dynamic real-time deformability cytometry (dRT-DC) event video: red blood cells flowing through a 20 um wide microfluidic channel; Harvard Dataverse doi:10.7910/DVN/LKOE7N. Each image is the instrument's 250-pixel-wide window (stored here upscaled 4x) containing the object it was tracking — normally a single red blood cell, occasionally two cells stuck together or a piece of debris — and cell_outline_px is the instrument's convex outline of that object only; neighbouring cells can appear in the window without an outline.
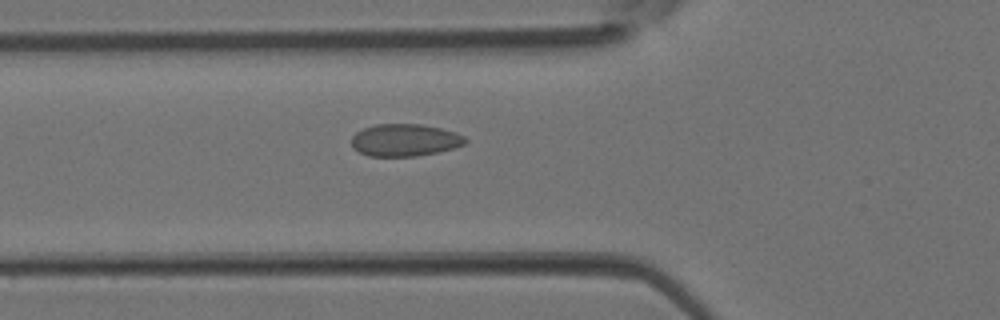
{"species": "Egyptian fruit bat (a non-hibernating species)", "species_latin": "Rousettus aegyptiacus", "temperature_condition": "room temperature", "stored_images_in_passage": 4, "camera_frame_rate_fps": 3000, "um_per_image_px": 0.085, "animal": {"sex": "female"}, "frame": {"image": 1, "passage_image": 4, "time_ms": 1.0, "image_size_px": [1000, 320], "cell_outline_px": [[468, 140], [464, 144], [456, 148], [416, 156], [368, 156], [352, 148], [352, 136], [356, 132], [364, 128], [376, 124], [420, 124], [440, 128], [456, 132], [464, 136]], "centroid_in_image_um": [34.42, 11.91], "position_along_channel_um": 91.4, "area_um2": 21.44}}